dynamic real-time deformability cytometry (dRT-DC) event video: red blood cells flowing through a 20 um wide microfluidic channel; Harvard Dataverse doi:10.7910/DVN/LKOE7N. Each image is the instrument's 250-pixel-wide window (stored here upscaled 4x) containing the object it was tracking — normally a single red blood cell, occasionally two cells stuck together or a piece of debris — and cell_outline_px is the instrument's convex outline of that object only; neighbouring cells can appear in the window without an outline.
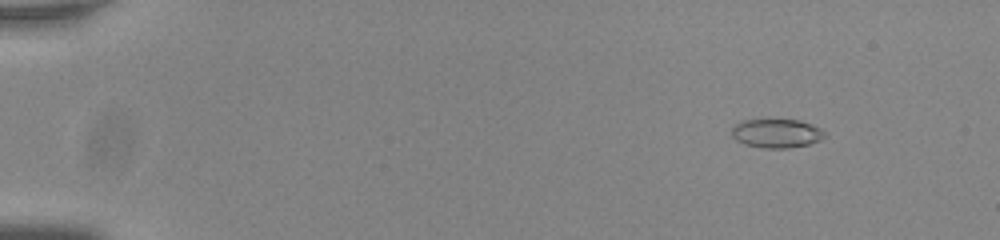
{"species": "common noctule bat (a hibernating species)", "species_latin": "Nyctalus noctula", "temperature_condition": "room temperature", "stored_images_in_passage": 49, "camera_frame_rate_fps": 3000, "um_per_image_px": 0.085, "animal": {"sex": "male", "body_mass_g": 20.0, "forearm_length_mm": 53.3}, "frame": {"image": 1, "passage_image": 5, "time_ms": 1.333, "image_size_px": [1000, 240], "cell_outline_px": [[824, 136], [820, 140], [808, 144], [788, 148], [764, 148], [744, 144], [736, 140], [732, 136], [732, 128], [740, 120], [796, 120], [812, 124], [820, 128], [824, 132]], "centroid_in_image_um": [65.98, 11.34], "position_along_channel_um": 19.0, "area_um2": 15.49}}
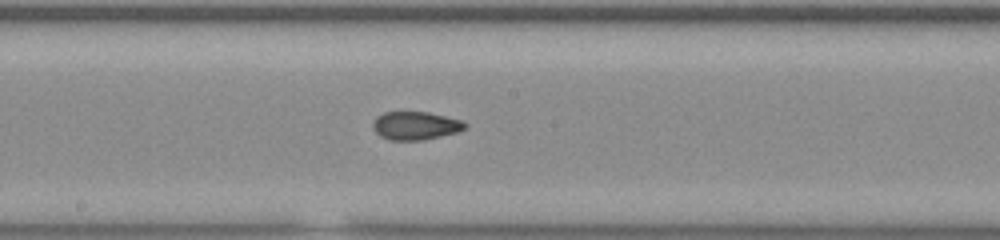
{"frame": {"image": 2, "passage_image": 30, "time_ms": 9.667, "image_size_px": [1000, 240], "cell_outline_px": [[468, 124], [464, 128], [456, 132], [424, 140], [388, 140], [380, 136], [372, 128], [372, 124], [376, 116], [384, 112], [428, 112], [460, 120]], "centroid_in_image_um": [35.26, 10.68], "position_along_channel_um": 212.9, "area_um2": 15.09}}
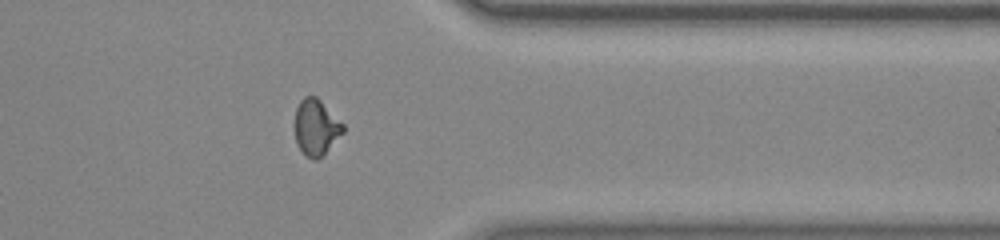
{"frame": {"image": 3, "passage_image": 44, "time_ms": 14.333, "image_size_px": [1000, 240], "cell_outline_px": [[344, 132], [316, 160], [312, 160], [296, 144], [292, 124], [296, 108], [300, 100], [304, 96], [316, 96], [344, 124]], "centroid_in_image_um": [26.81, 10.78], "position_along_channel_um": 384.6, "area_um2": 15.84}}